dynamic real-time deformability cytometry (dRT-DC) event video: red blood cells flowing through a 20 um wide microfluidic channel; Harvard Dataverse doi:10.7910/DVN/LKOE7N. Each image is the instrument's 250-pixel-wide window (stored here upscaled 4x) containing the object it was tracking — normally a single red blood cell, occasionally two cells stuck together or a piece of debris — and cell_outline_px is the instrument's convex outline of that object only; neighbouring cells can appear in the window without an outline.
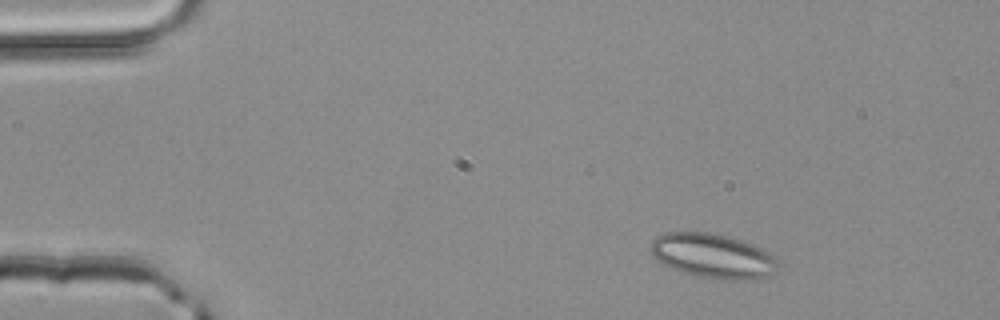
{"species": "common noctule bat (a hibernating species)", "species_latin": "Nyctalus noctula", "temperature_condition": "room temperature", "stored_images_in_passage": 2, "camera_frame_rate_fps": 3000, "um_per_image_px": 0.085, "animal": {"sex": "male", "body_mass_g": 20.4}, "frame": {"image": 1, "passage_image": 1, "time_ms": 0.0, "image_size_px": [1000, 320], "cell_outline_px": [[780, 264], [776, 272], [768, 276], [756, 280], [720, 280], [692, 276], [680, 272], [656, 260], [652, 256], [652, 240], [656, 236], [664, 232], [708, 232], [740, 240], [752, 244], [768, 252]], "centroid_in_image_um": [60.6, 21.79], "position_along_channel_um": 24.4, "area_um2": 33.35}}